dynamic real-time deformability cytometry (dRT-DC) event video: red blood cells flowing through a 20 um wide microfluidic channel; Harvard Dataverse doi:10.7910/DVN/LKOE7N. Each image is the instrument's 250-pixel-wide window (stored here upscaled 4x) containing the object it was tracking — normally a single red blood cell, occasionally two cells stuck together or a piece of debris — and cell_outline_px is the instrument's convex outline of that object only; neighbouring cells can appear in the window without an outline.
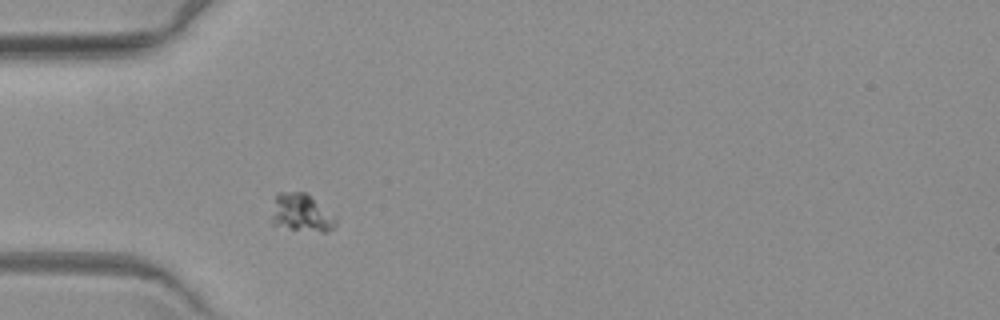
{"species": "common noctule bat (a hibernating species)", "species_latin": "Nyctalus noctula", "temperature_condition": "warm", "stored_images_in_passage": 1, "camera_frame_rate_fps": 3000, "um_per_image_px": 0.085, "animal": {"sex": "female", "body_mass_g": 19.3, "forearm_length_mm": 54.1}, "frame": {"image": 1, "passage_image": 1, "time_ms": 0.0, "image_size_px": [1000, 320], "cell_outline_px": [[336, 224], [328, 232], [320, 232], [288, 228], [272, 224], [272, 216], [276, 192], [308, 192], [336, 216]], "centroid_in_image_um": [25.65, 18.07], "position_along_channel_um": 59.3, "area_um2": 14.33}}